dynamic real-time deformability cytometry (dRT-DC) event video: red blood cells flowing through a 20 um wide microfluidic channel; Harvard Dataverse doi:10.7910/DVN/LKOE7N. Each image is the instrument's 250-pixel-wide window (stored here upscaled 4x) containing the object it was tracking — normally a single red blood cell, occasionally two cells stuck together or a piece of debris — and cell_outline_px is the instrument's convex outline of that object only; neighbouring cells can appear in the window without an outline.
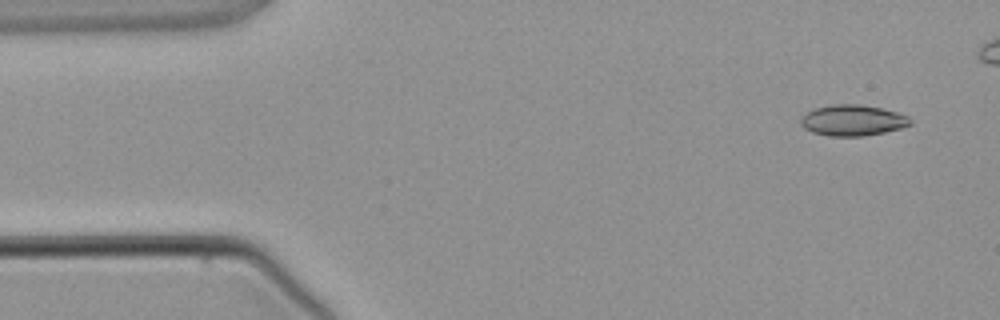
{"species": "common noctule bat (a hibernating species)", "species_latin": "Nyctalus noctula", "temperature_condition": "warm", "stored_images_in_passage": 5, "camera_frame_rate_fps": 3000, "um_per_image_px": 0.085, "animal": {"sex": "male", "body_mass_g": 21.5, "forearm_length_mm": 52.0}, "frame": {"image": 1, "passage_image": 1, "time_ms": 0.0, "image_size_px": [1000, 320], "cell_outline_px": [[912, 124], [900, 128], [884, 132], [864, 136], [828, 136], [812, 132], [804, 128], [800, 124], [800, 120], [812, 108], [832, 104], [856, 104], [880, 108], [896, 112], [908, 116], [912, 120]], "centroid_in_image_um": [72.46, 10.23], "position_along_channel_um": 12.5, "area_um2": 19.71}}
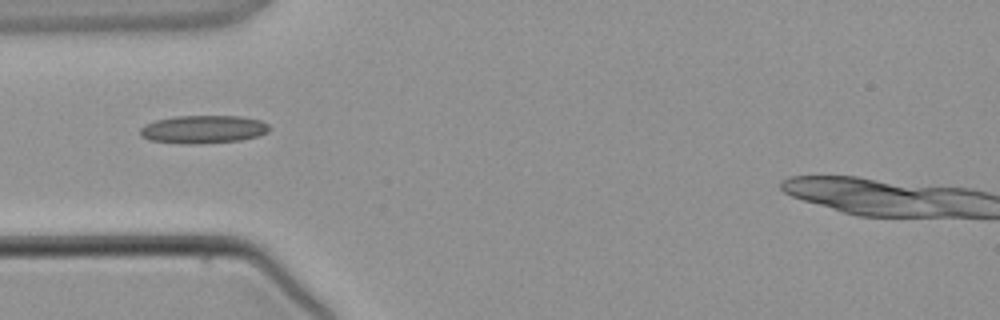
{"frame": {"image": 2, "passage_image": 5, "time_ms": 7.0, "image_size_px": [1000, 320], "cell_outline_px": [[272, 128], [268, 132], [260, 136], [240, 140], [200, 144], [184, 144], [148, 140], [140, 136], [140, 128], [144, 124], [156, 120], [176, 116], [240, 116], [260, 120], [268, 124]], "centroid_in_image_um": [17.28, 11.0], "position_along_channel_um": 67.7, "area_um2": 21.39}}